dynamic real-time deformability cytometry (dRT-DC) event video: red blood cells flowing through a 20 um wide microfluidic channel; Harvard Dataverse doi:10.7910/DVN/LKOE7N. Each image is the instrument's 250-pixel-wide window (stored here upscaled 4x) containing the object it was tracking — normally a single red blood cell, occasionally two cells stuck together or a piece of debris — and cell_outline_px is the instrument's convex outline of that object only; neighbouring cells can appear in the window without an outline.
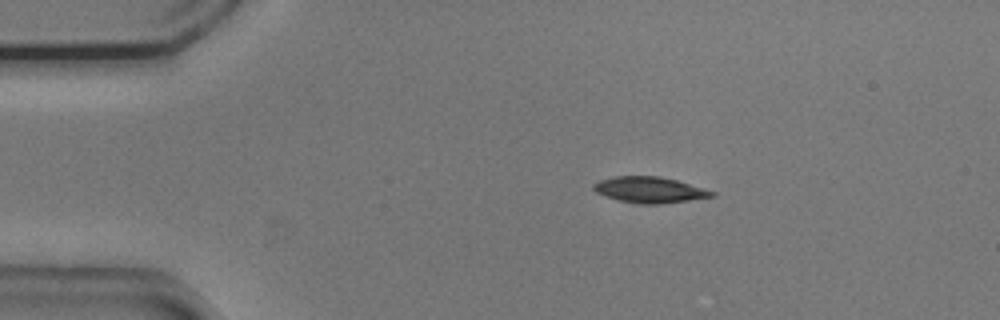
{"species": "common noctule bat (a hibernating species)", "species_latin": "Nyctalus noctula", "temperature_condition": "cold", "stored_images_in_passage": 45, "camera_frame_rate_fps": 3000, "um_per_image_px": 0.085, "animal": {"sex": "male", "body_mass_g": 20.5, "forearm_length_mm": 52.5}, "frame": {"image": 1, "passage_image": 1, "time_ms": 0.0, "image_size_px": [1000, 320], "cell_outline_px": [[716, 196], [688, 200], [656, 204], [640, 204], [620, 200], [604, 196], [596, 192], [592, 188], [592, 184], [600, 180], [612, 176], [660, 176], [676, 180], [704, 188], [716, 192]], "centroid_in_image_um": [55.2, 16.12], "position_along_channel_um": 29.8, "area_um2": 17.86}}
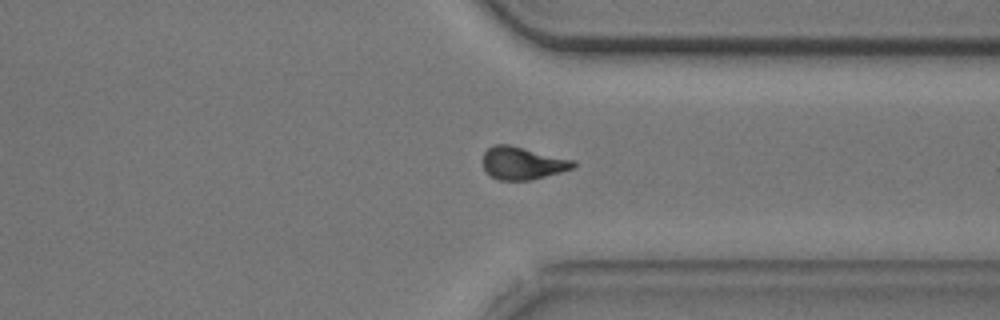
{"frame": {"image": 2, "passage_image": 32, "time_ms": 10.333, "image_size_px": [1000, 320], "cell_outline_px": [[576, 164], [572, 168], [560, 172], [532, 180], [500, 180], [484, 172], [484, 152], [488, 148], [496, 144], [508, 144], [576, 160]], "centroid_in_image_um": [44.42, 13.86], "position_along_channel_um": 367.0, "area_um2": 17.17}}
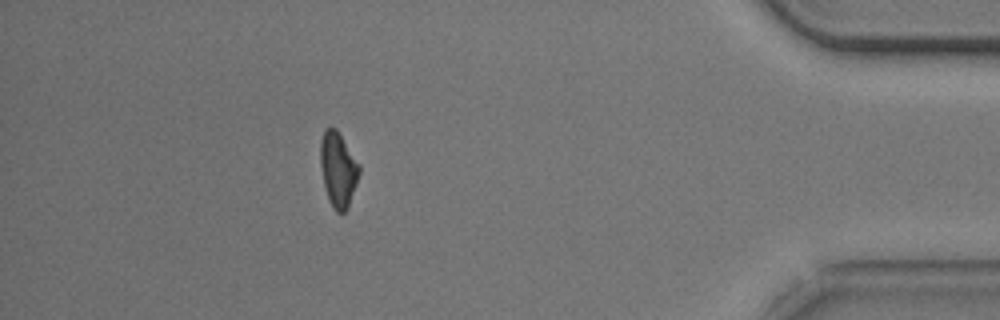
{"frame": {"image": 3, "passage_image": 39, "time_ms": 12.667, "image_size_px": [1000, 320], "cell_outline_px": [[360, 172], [348, 208], [344, 212], [336, 212], [332, 208], [328, 200], [324, 184], [320, 164], [320, 140], [324, 132], [328, 128], [336, 128], [360, 164]], "centroid_in_image_um": [28.74, 14.42], "position_along_channel_um": 406.5, "area_um2": 16.94}, "authors_computed_cell_mechanics": {"area_um2": 17.7446, "velocity_mm_per_s": 3.7658, "shape_relaxation_time_tau1_ms": 2.6395, "shape_relaxation_time_tau2_ms": 4.6586, "deformation_change_tau1": 0.1335, "deformation_change_tau2": 0.08}}